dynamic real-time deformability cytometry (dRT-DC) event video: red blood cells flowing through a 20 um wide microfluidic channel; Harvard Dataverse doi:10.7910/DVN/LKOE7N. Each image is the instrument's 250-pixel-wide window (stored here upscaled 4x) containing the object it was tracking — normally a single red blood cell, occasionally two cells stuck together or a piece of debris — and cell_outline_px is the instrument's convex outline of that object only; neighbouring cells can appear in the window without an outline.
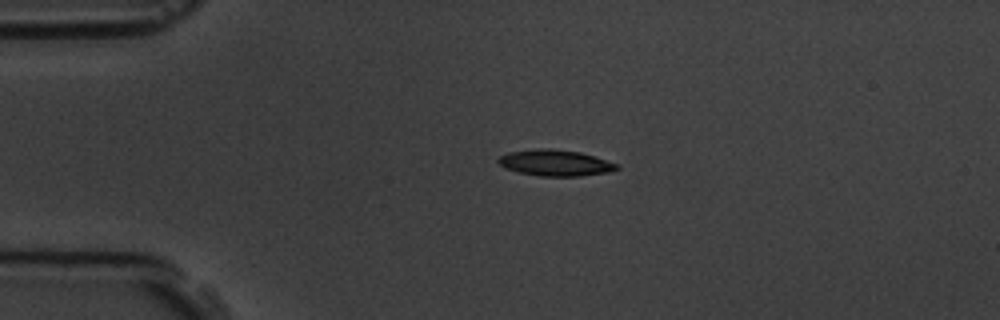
{"species": "common noctule bat (a hibernating species)", "species_latin": "Nyctalus noctula", "temperature_condition": "room temperature", "stored_images_in_passage": 2, "camera_frame_rate_fps": 3000, "um_per_image_px": 0.085, "animal": {"sex": "male", "body_mass_g": 19.5, "forearm_length_mm": 54.6}, "frame": {"image": 1, "passage_image": 1, "time_ms": 0.0, "image_size_px": [1000, 320], "cell_outline_px": [[620, 168], [608, 172], [580, 176], [540, 176], [520, 172], [504, 168], [496, 160], [500, 156], [508, 152], [540, 148], [552, 148], [580, 152], [596, 156], [620, 164]], "centroid_in_image_um": [47.23, 13.83], "position_along_channel_um": 37.8, "area_um2": 18.21}}